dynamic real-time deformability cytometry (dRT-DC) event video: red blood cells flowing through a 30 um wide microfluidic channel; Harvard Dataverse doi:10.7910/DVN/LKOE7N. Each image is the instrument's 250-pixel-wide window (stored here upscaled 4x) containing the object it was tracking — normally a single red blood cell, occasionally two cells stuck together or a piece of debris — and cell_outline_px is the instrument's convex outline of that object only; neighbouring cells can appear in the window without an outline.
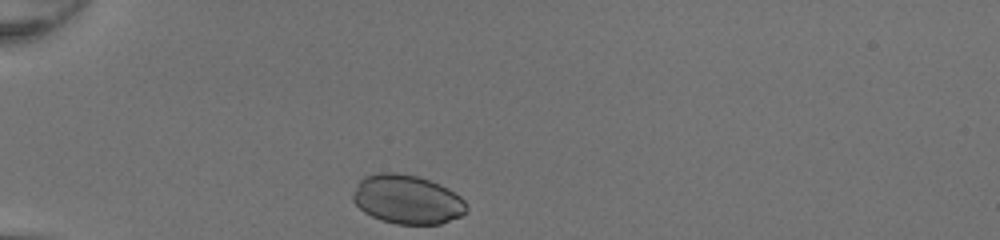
{"species": "common noctule bat (a hibernating species)", "species_latin": "Nyctalus noctula", "temperature_condition": "room temperature", "stored_images_in_passage": 28, "camera_frame_rate_fps": 3000, "um_per_image_px": 0.085, "animal": {"sex": "female", "body_mass_g": 20.0, "forearm_length_mm": 54.0}, "frame": {"image": 1, "passage_image": 1, "time_ms": 0.0, "image_size_px": [1000, 240], "cell_outline_px": [[468, 208], [460, 216], [440, 224], [396, 224], [380, 220], [364, 212], [352, 200], [352, 192], [360, 180], [364, 176], [376, 172], [396, 172], [416, 176], [440, 184], [448, 188], [460, 196], [464, 200]], "centroid_in_image_um": [34.58, 16.94], "position_along_channel_um": 50.4, "area_um2": 32.54}}
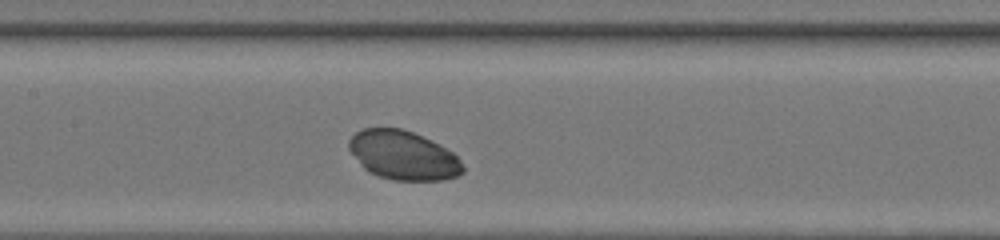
{"frame": {"image": 2, "passage_image": 12, "time_ms": 3.667, "image_size_px": [1000, 240], "cell_outline_px": [[464, 172], [456, 176], [444, 180], [396, 180], [380, 176], [368, 172], [360, 164], [348, 148], [348, 140], [356, 132], [364, 128], [400, 128], [412, 132], [452, 152], [460, 160], [464, 168]], "centroid_in_image_um": [34.25, 13.21], "position_along_channel_um": 173.2, "area_um2": 32.08}}
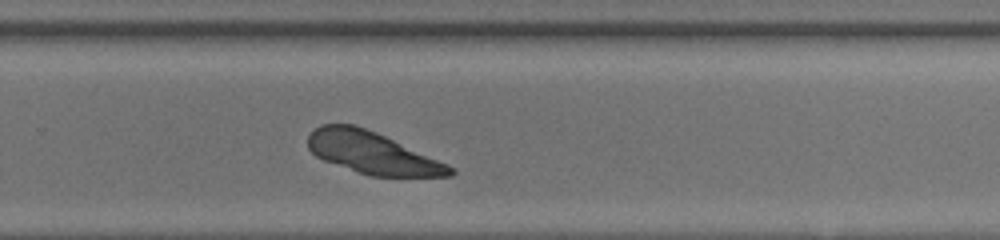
{"frame": {"image": 3, "passage_image": 21, "time_ms": 6.667, "image_size_px": [1000, 240], "cell_outline_px": [[456, 172], [452, 176], [368, 176], [324, 160], [316, 156], [308, 148], [308, 136], [320, 124], [352, 124], [376, 132], [448, 164], [456, 168]], "centroid_in_image_um": [31.65, 13.0], "position_along_channel_um": 298.1, "area_um2": 34.45}}